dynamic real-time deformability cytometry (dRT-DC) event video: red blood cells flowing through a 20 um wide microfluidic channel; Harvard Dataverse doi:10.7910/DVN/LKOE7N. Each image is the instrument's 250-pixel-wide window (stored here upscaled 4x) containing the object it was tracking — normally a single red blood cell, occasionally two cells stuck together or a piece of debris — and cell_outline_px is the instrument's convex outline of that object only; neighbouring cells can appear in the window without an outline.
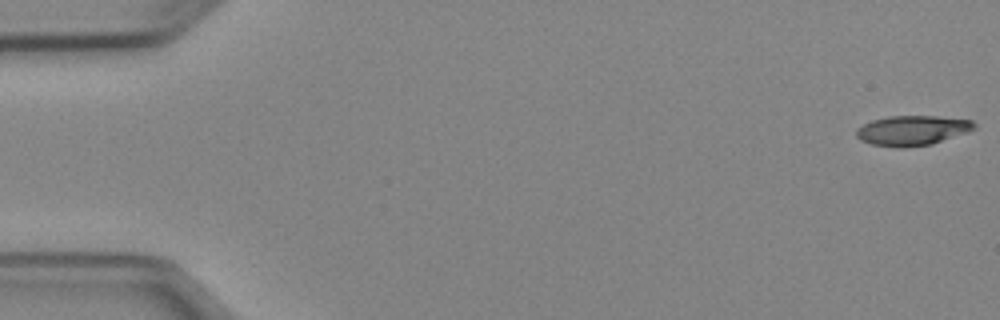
{"species": "Egyptian fruit bat (a non-hibernating species)", "species_latin": "Rousettus aegyptiacus", "temperature_condition": "cold", "stored_images_in_passage": 51, "camera_frame_rate_fps": 3000, "um_per_image_px": 0.085, "animal": {"sex": "female"}, "frame": {"image": 1, "passage_image": 1, "time_ms": 0.0, "image_size_px": [1000, 320], "cell_outline_px": [[976, 128], [968, 132], [932, 144], [900, 148], [872, 144], [860, 140], [856, 136], [856, 128], [872, 120], [888, 116], [936, 116], [972, 120], [976, 124]], "centroid_in_image_um": [77.55, 11.08], "position_along_channel_um": 7.5, "area_um2": 20.58}}
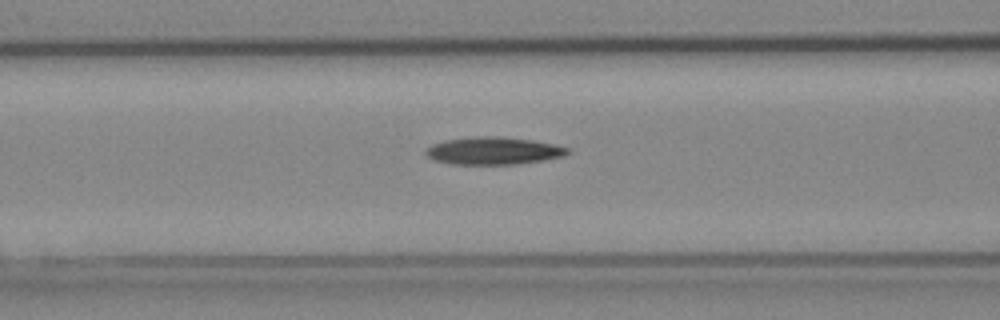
{"frame": {"image": 2, "passage_image": 21, "time_ms": 6.667, "image_size_px": [1000, 320], "cell_outline_px": [[568, 152], [564, 156], [544, 160], [516, 164], [452, 164], [436, 160], [428, 156], [424, 152], [424, 148], [432, 144], [444, 140], [476, 136], [496, 136], [532, 140], [552, 144], [568, 148]], "centroid_in_image_um": [41.89, 12.81], "position_along_channel_um": 124.7, "area_um2": 22.6}}
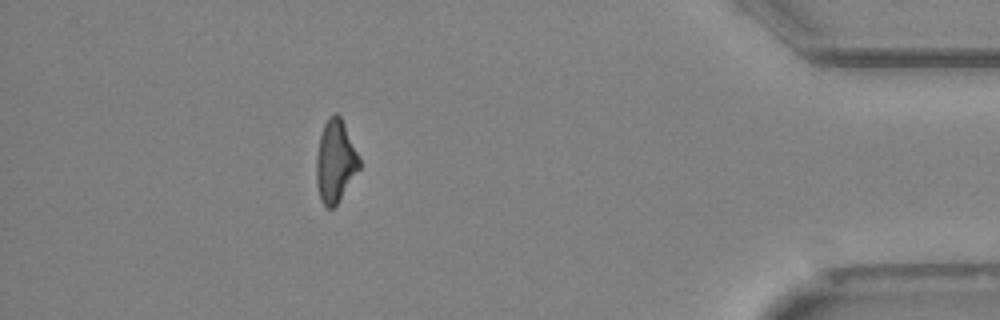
{"frame": {"image": 3, "passage_image": 46, "time_ms": 15.0, "image_size_px": [1000, 320], "cell_outline_px": [[360, 168], [336, 204], [332, 208], [328, 208], [320, 200], [316, 184], [316, 156], [320, 136], [324, 124], [328, 116], [332, 112], [336, 112], [340, 116], [360, 156]], "centroid_in_image_um": [28.49, 13.67], "position_along_channel_um": 406.7, "area_um2": 20.63}, "authors_computed_cell_mechanics": {"area_um2": 21.386, "velocity_mm_per_s": 3.9613, "shape_relaxation_time_tau1_ms": null, "shape_relaxation_time_tau2_ms": 4.53, "deformation_change_tau1": null, "deformation_change_tau2": 0.1569}}